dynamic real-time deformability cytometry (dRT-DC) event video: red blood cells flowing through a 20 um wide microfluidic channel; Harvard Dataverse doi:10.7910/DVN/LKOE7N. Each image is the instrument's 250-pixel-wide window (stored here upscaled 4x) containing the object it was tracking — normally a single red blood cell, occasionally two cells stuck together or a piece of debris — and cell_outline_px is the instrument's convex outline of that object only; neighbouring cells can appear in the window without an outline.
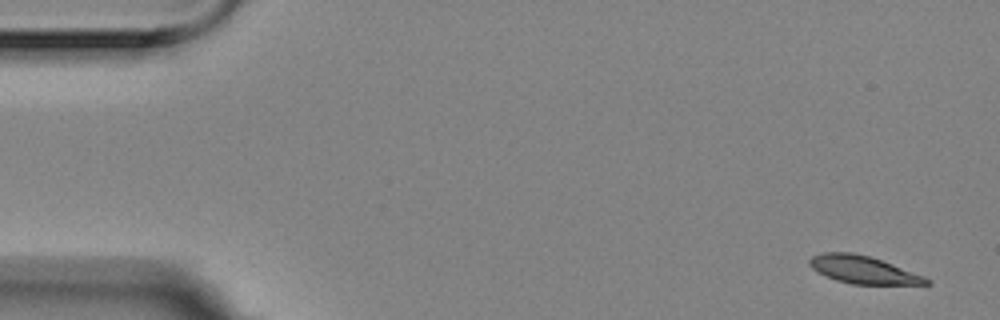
{"species": "Egyptian fruit bat (a non-hibernating species)", "species_latin": "Rousettus aegyptiacus", "temperature_condition": "room temperature", "stored_images_in_passage": 4, "camera_frame_rate_fps": 3000, "um_per_image_px": 0.085, "animal": {"sex": "female"}, "frame": {"image": 1, "passage_image": 1, "time_ms": 0.0, "image_size_px": [1000, 320], "cell_outline_px": [[932, 284], [852, 284], [836, 280], [824, 276], [816, 272], [808, 264], [808, 260], [812, 256], [824, 252], [852, 252], [872, 256], [924, 276], [932, 280]], "centroid_in_image_um": [73.35, 22.92], "position_along_channel_um": 11.7, "area_um2": 19.02}}